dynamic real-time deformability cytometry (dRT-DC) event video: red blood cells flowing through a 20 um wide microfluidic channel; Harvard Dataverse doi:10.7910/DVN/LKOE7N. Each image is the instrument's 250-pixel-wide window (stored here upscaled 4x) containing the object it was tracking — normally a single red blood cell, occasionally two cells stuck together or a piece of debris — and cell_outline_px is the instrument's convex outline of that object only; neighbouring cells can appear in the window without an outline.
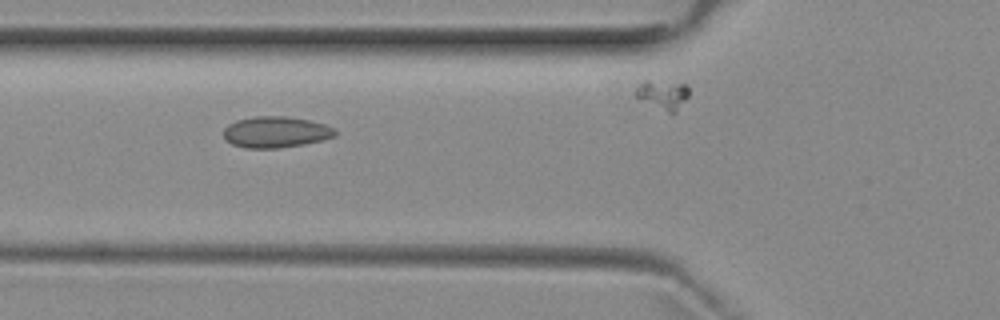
{"species": "common noctule bat (a hibernating species)", "species_latin": "Nyctalus noctula", "temperature_condition": "room temperature", "stored_images_in_passage": 8, "camera_frame_rate_fps": 3000, "um_per_image_px": 0.085, "animal": {"sex": "female", "body_mass_g": 29.2, "forearm_length_mm": 56.3}, "frame": {"image": 1, "passage_image": 4, "time_ms": 4.333, "image_size_px": [1000, 320], "cell_outline_px": [[336, 136], [324, 140], [304, 144], [276, 148], [244, 148], [232, 144], [224, 136], [224, 128], [228, 124], [236, 120], [256, 116], [284, 116], [308, 120], [324, 124], [336, 128]], "centroid_in_image_um": [23.46, 11.22], "position_along_channel_um": 102.3, "area_um2": 20.29}}
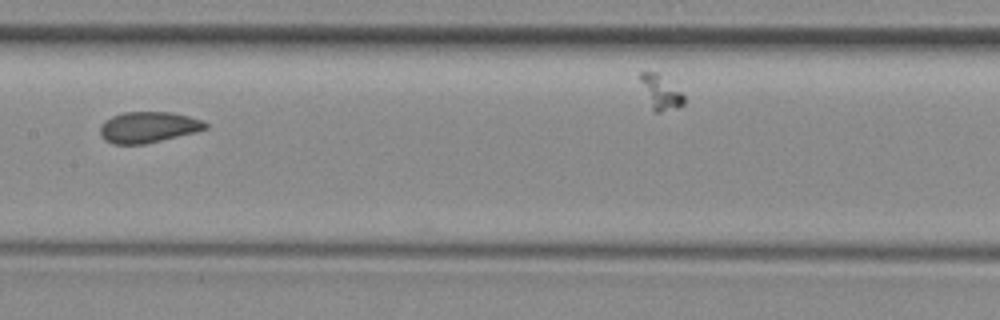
{"frame": {"image": 2, "passage_image": 6, "time_ms": 6.667, "image_size_px": [1000, 320], "cell_outline_px": [[208, 128], [196, 132], [144, 144], [112, 144], [104, 140], [100, 136], [100, 124], [104, 120], [112, 116], [124, 112], [172, 112], [204, 120], [208, 124]], "centroid_in_image_um": [12.59, 10.81], "position_along_channel_um": 194.8, "area_um2": 19.19}}
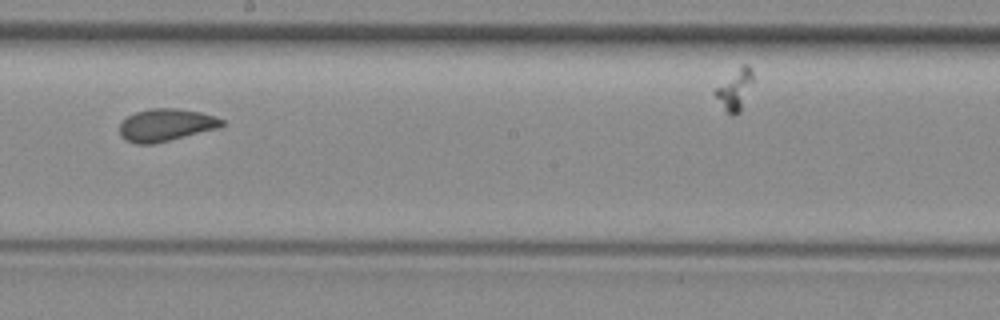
{"frame": {"image": 3, "passage_image": 7, "time_ms": 7.667, "image_size_px": [1000, 320], "cell_outline_px": [[224, 124], [220, 128], [152, 144], [136, 144], [128, 140], [120, 132], [120, 124], [128, 116], [136, 112], [152, 108], [176, 108], [200, 112], [216, 116], [224, 120]], "centroid_in_image_um": [14.16, 10.61], "position_along_channel_um": 234.0, "area_um2": 19.13}}